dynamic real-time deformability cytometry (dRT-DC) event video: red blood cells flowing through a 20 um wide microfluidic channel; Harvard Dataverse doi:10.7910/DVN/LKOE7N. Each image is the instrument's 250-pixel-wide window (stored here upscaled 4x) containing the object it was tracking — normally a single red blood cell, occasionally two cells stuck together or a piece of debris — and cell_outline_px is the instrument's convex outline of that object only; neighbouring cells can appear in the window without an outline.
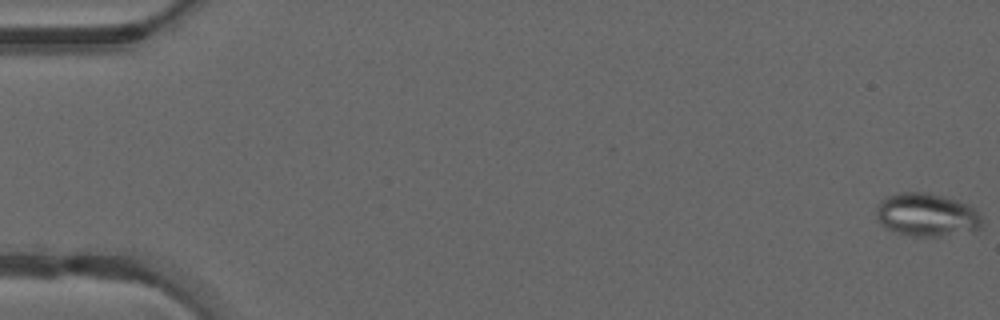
{"species": "common noctule bat (a hibernating species)", "species_latin": "Nyctalus noctula", "temperature_condition": "warm", "stored_images_in_passage": 49, "camera_frame_rate_fps": 3000, "um_per_image_px": 0.085, "animal": {"sex": "male", "forearm_length_mm": 52.5}, "frame": {"image": 1, "passage_image": 1, "time_ms": 0.0, "image_size_px": [1000, 320], "cell_outline_px": [[984, 228], [976, 232], [940, 236], [912, 236], [896, 232], [884, 228], [876, 220], [876, 204], [884, 196], [900, 192], [928, 192], [956, 200], [968, 204], [984, 220]], "centroid_in_image_um": [78.77, 18.27], "position_along_channel_um": 6.2, "area_um2": 27.34}}
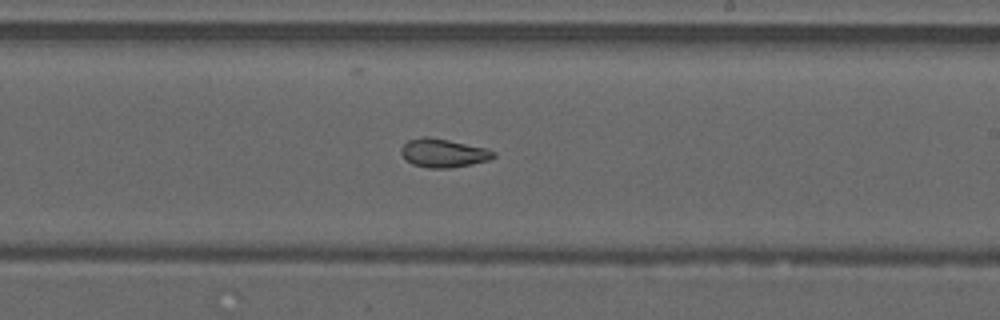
{"frame": {"image": 2, "passage_image": 30, "time_ms": 9.667, "image_size_px": [1000, 320], "cell_outline_px": [[496, 156], [488, 160], [472, 164], [448, 168], [428, 168], [412, 164], [400, 152], [400, 148], [408, 140], [424, 136], [428, 136], [488, 148], [496, 152]], "centroid_in_image_um": [37.7, 13.0], "position_along_channel_um": 251.3, "area_um2": 15.37}}
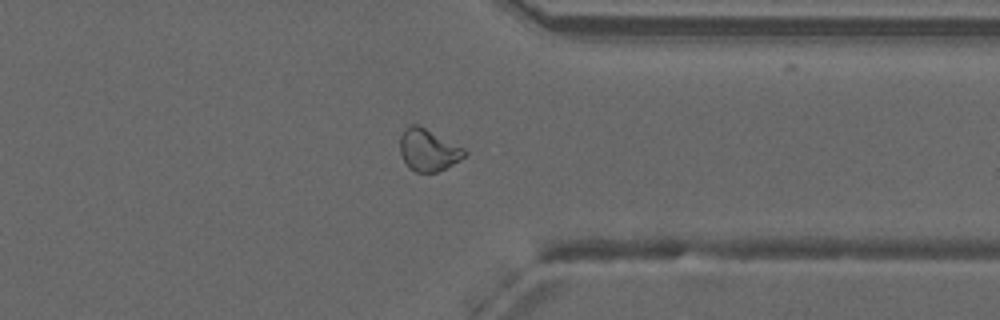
{"frame": {"image": 3, "passage_image": 39, "time_ms": 12.667, "image_size_px": [1000, 320], "cell_outline_px": [[468, 152], [464, 156], [452, 164], [436, 172], [416, 172], [408, 168], [400, 152], [400, 136], [404, 128], [408, 124], [416, 124], [464, 148]], "centroid_in_image_um": [36.36, 12.74], "position_along_channel_um": 375.0, "area_um2": 15.55}, "authors_computed_cell_mechanics": {"area_um2": 17.629, "velocity_mm_per_s": 4.2299, "shape_relaxation_time_tau1_ms": null, "shape_relaxation_time_tau2_ms": 1.7033, "deformation_change_tau1": null, "deformation_change_tau2": 0.0747}}